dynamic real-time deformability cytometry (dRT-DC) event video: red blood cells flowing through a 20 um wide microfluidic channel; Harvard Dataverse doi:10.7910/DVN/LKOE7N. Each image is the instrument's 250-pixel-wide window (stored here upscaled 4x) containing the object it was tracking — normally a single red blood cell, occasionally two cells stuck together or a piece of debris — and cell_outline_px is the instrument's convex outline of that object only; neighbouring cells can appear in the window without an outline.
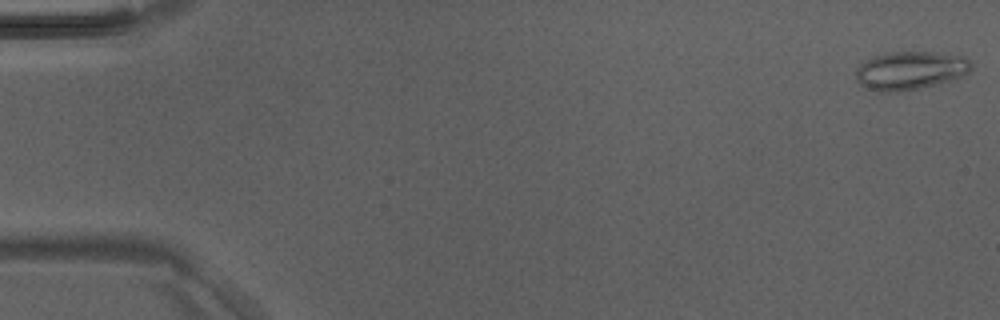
{"species": "Egyptian fruit bat (a non-hibernating species)", "species_latin": "Rousettus aegyptiacus", "temperature_condition": "room temperature", "stored_images_in_passage": 5, "camera_frame_rate_fps": 3000, "um_per_image_px": 0.085, "animal": {"sex": "male"}, "frame": {"image": 1, "passage_image": 1, "time_ms": 0.0, "image_size_px": [1000, 320], "cell_outline_px": [[972, 68], [964, 76], [920, 88], [896, 92], [876, 92], [860, 84], [856, 80], [856, 68], [860, 64], [872, 56], [884, 52], [932, 52], [964, 56], [972, 64]], "centroid_in_image_um": [77.34, 5.99], "position_along_channel_um": 7.7, "area_um2": 25.89}}